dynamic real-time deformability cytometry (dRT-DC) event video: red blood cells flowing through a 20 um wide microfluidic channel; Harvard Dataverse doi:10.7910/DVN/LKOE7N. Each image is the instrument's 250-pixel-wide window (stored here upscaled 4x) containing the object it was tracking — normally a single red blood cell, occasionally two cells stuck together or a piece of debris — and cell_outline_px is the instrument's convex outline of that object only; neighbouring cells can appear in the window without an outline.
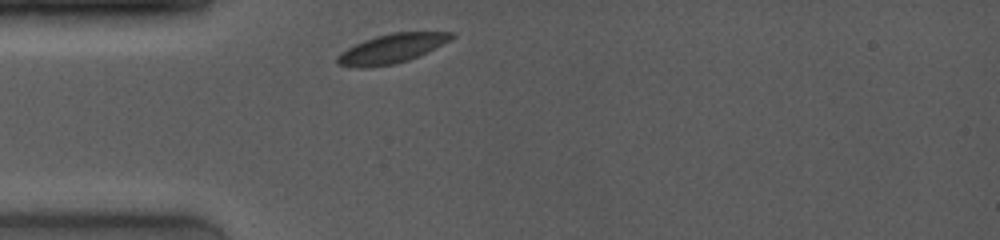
{"species": "common noctule bat (a hibernating species)", "species_latin": "Nyctalus noctula", "temperature_condition": "room temperature", "stored_images_in_passage": 52, "camera_frame_rate_fps": 4000, "um_per_image_px": 0.085, "animal": {"sex": "female", "body_mass_g": 19.0, "forearm_length_mm": 53.3}, "frame": {"image": 1, "passage_image": 1, "time_ms": 0.0, "image_size_px": [1000, 240], "cell_outline_px": [[456, 36], [420, 56], [408, 60], [392, 64], [364, 68], [356, 68], [336, 64], [336, 56], [340, 52], [364, 40], [376, 36], [392, 32], [456, 32]], "centroid_in_image_um": [33.27, 4.13], "position_along_channel_um": 51.7, "area_um2": 19.42}}
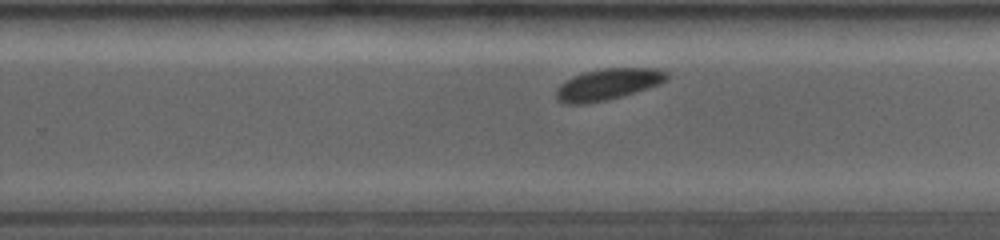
{"frame": {"image": 2, "passage_image": 37, "time_ms": 6.0, "image_size_px": [1000, 240], "cell_outline_px": [[668, 80], [660, 84], [620, 96], [604, 100], [584, 104], [564, 104], [556, 100], [556, 88], [560, 84], [572, 76], [584, 72], [600, 68], [656, 68], [668, 72]], "centroid_in_image_um": [51.64, 7.15], "position_along_channel_um": 278.2, "area_um2": 20.23}}
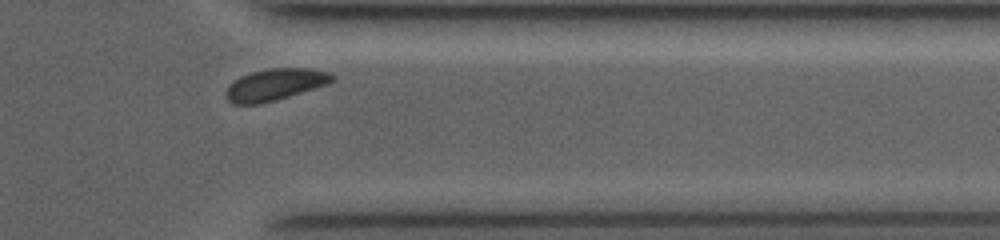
{"frame": {"image": 3, "passage_image": 49, "time_ms": 8.75, "image_size_px": [1000, 240], "cell_outline_px": [[336, 80], [328, 84], [276, 100], [260, 104], [232, 104], [224, 96], [224, 92], [240, 76], [252, 72], [268, 68], [312, 68], [332, 72], [336, 76]], "centroid_in_image_um": [23.44, 7.18], "position_along_channel_um": 388.0, "area_um2": 19.83}}